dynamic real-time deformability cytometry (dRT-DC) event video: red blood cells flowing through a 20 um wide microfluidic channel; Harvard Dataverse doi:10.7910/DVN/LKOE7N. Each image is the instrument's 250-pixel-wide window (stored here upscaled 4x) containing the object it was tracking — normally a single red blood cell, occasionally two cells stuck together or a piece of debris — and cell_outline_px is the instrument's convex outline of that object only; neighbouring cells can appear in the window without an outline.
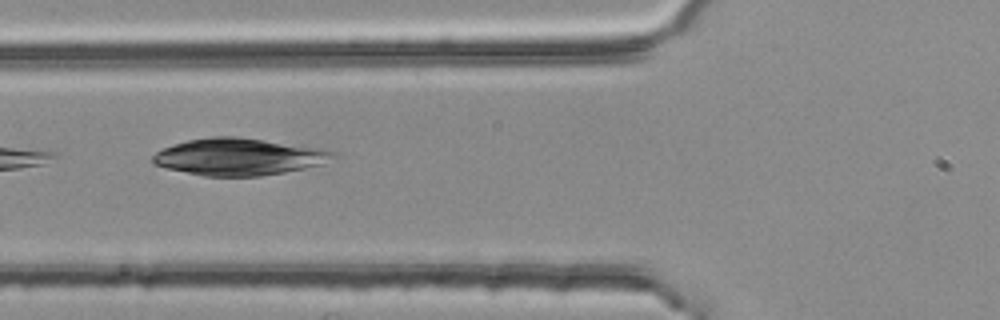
{"species": "common noctule bat (a hibernating species)", "species_latin": "Nyctalus noctula", "temperature_condition": "room temperature", "stored_images_in_passage": 5, "camera_frame_rate_fps": 3000, "um_per_image_px": 0.085, "animal": {"sex": "female", "body_mass_g": 25.1}, "frame": {"image": 1, "passage_image": 5, "time_ms": 1.333, "image_size_px": [1000, 320], "cell_outline_px": [[336, 152], [320, 164], [304, 168], [284, 172], [260, 176], [204, 176], [168, 168], [156, 164], [152, 160], [152, 156], [156, 152], [172, 144], [188, 140], [212, 136], [236, 136], [324, 148]], "centroid_in_image_um": [20.27, 13.31], "position_along_channel_um": 105.5, "area_um2": 38.44}}